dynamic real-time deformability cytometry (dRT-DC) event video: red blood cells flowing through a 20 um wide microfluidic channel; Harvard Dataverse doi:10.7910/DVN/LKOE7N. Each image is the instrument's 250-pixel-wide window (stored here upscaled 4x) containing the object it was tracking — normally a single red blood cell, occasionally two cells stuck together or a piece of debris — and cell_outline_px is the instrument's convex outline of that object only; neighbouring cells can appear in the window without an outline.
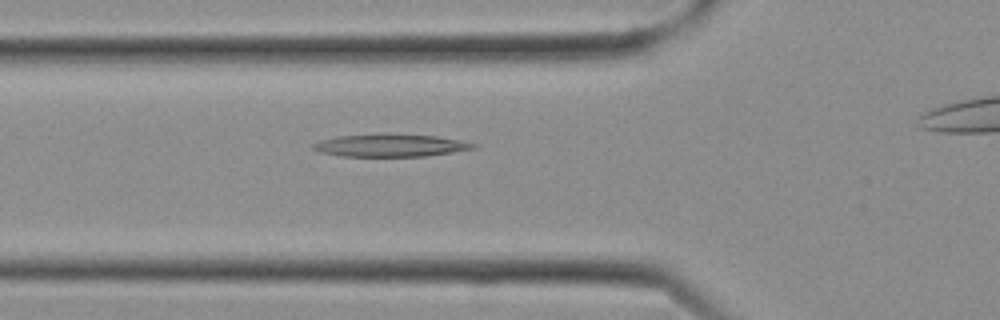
{"species": "Egyptian fruit bat (a non-hibernating species)", "species_latin": "Rousettus aegyptiacus", "temperature_condition": "cold", "stored_images_in_passage": 17, "camera_frame_rate_fps": 3000, "um_per_image_px": 0.085, "frame": {"image": 1, "passage_image": 4, "time_ms": 1.0, "image_size_px": [1000, 320], "cell_outline_px": [[480, 144], [476, 148], [452, 152], [424, 156], [340, 156], [320, 152], [312, 148], [312, 144], [320, 140], [336, 136], [436, 136]], "centroid_in_image_um": [33.19, 12.4], "position_along_channel_um": 92.6, "area_um2": 20.06}}
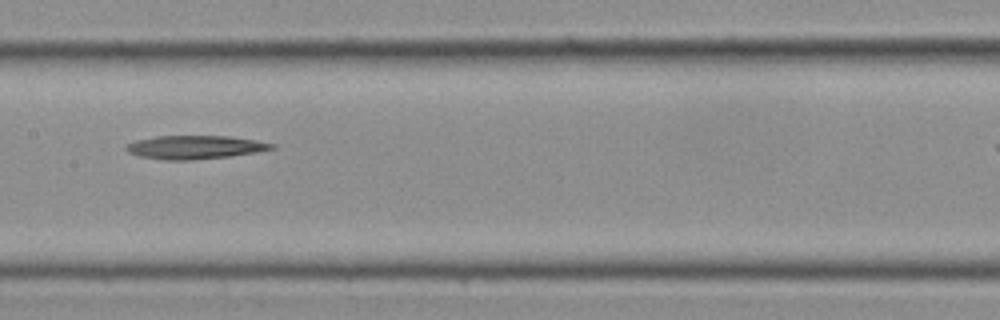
{"frame": {"image": 2, "passage_image": 8, "time_ms": 2.333, "image_size_px": [1000, 320], "cell_outline_px": [[276, 148], [232, 156], [192, 160], [164, 160], [140, 156], [128, 152], [124, 148], [128, 144], [136, 140], [156, 136], [228, 136], [256, 140], [276, 144]], "centroid_in_image_um": [16.58, 12.51], "position_along_channel_um": 190.8, "area_um2": 19.88}}
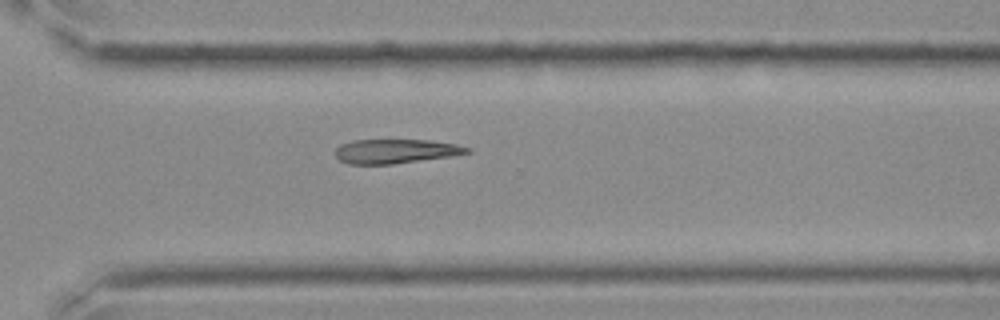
{"frame": {"image": 3, "passage_image": 14, "time_ms": 4.333, "image_size_px": [1000, 320], "cell_outline_px": [[472, 152], [452, 156], [392, 164], [348, 164], [340, 160], [336, 156], [336, 148], [340, 144], [352, 140], [428, 140], [456, 144], [472, 148]], "centroid_in_image_um": [33.65, 12.85], "position_along_channel_um": 337.0, "area_um2": 18.67}}